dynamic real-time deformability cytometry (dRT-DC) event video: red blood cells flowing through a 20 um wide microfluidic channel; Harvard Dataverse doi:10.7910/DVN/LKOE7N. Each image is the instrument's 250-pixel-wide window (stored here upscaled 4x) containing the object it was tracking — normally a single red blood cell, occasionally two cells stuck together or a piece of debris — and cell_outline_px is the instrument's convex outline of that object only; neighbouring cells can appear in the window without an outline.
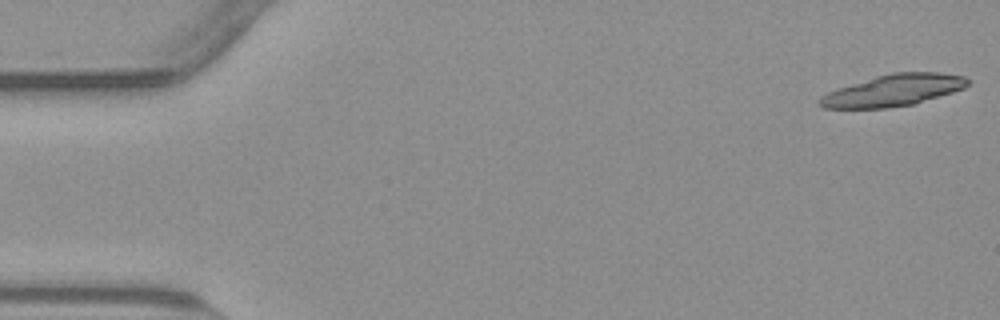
{"species": "common noctule bat (a hibernating species)", "species_latin": "Nyctalus noctula", "temperature_condition": "warm", "stored_images_in_passage": 25, "camera_frame_rate_fps": 3000, "um_per_image_px": 0.085, "animal": {"sex": "male", "body_mass_g": 23.1, "forearm_length_mm": 52.7}, "frame": {"image": 1, "passage_image": 1, "time_ms": 0.0, "image_size_px": [1000, 320], "cell_outline_px": [[972, 80], [964, 88], [952, 92], [912, 104], [888, 108], [824, 108], [816, 104], [816, 100], [820, 96], [836, 88], [876, 76], [892, 72], [940, 72], [964, 76]], "centroid_in_image_um": [75.89, 7.67], "position_along_channel_um": 9.1, "area_um2": 27.4}}